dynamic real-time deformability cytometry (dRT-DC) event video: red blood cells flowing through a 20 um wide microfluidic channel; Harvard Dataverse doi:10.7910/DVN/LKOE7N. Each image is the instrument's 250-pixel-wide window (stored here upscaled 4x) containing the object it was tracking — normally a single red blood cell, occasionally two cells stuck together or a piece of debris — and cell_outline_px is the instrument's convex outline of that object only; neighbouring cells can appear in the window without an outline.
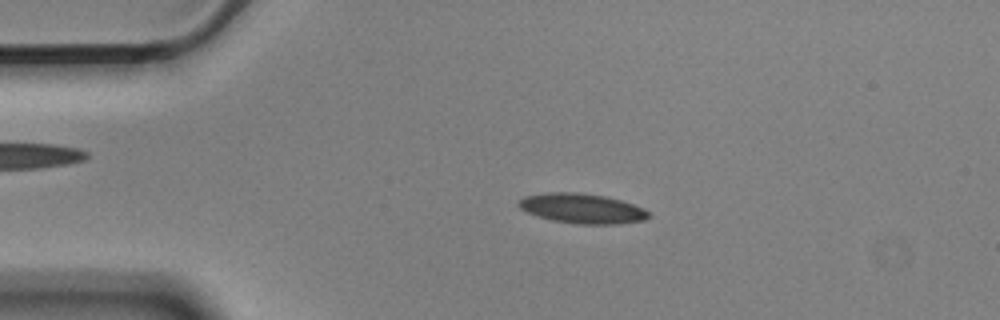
{"species": "Egyptian fruit bat (a non-hibernating species)", "species_latin": "Rousettus aegyptiacus", "temperature_condition": "cold", "stored_images_in_passage": 55, "camera_frame_rate_fps": 3000, "um_per_image_px": 0.085, "animal": {"sex": "male"}, "frame": {"image": 1, "passage_image": 11, "time_ms": 3.333, "image_size_px": [1000, 320], "cell_outline_px": [[652, 216], [644, 220], [616, 224], [576, 224], [552, 220], [528, 212], [520, 208], [516, 204], [524, 196], [548, 192], [576, 192], [608, 196], [644, 208]], "centroid_in_image_um": [49.49, 17.71], "position_along_channel_um": 35.5, "area_um2": 22.6}}
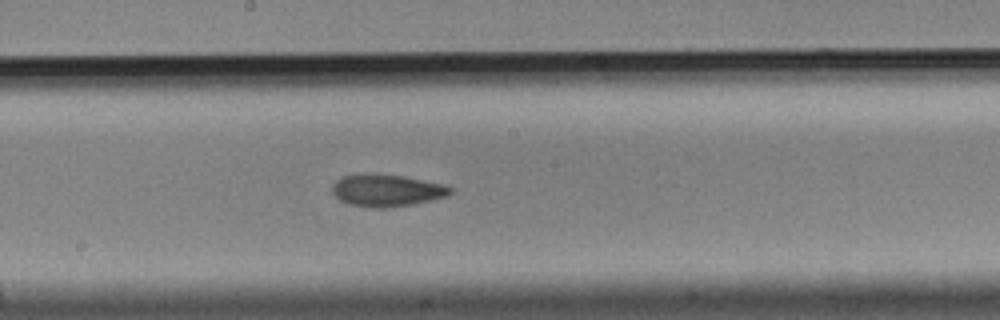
{"frame": {"image": 2, "passage_image": 29, "time_ms": 9.333, "image_size_px": [1000, 320], "cell_outline_px": [[452, 192], [448, 196], [412, 204], [388, 208], [372, 208], [348, 204], [340, 200], [332, 192], [332, 184], [336, 180], [344, 176], [404, 176], [444, 184], [452, 188]], "centroid_in_image_um": [32.9, 16.23], "position_along_channel_um": 215.3, "area_um2": 21.5}}
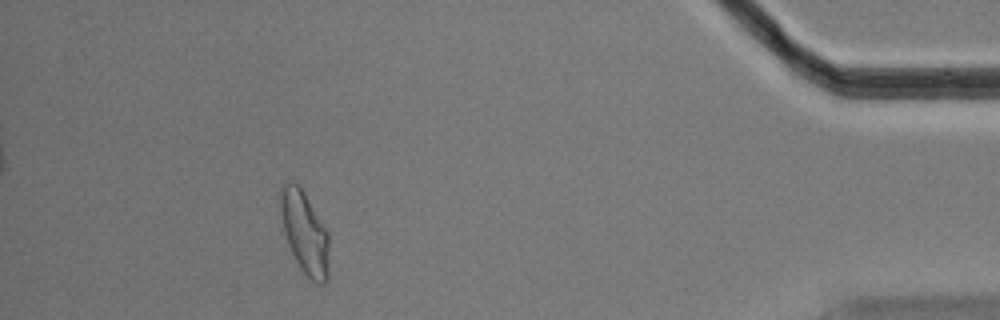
{"frame": {"image": 3, "passage_image": 50, "time_ms": 16.333, "image_size_px": [1000, 320], "cell_outline_px": [[328, 280], [324, 284], [320, 284], [312, 280], [300, 268], [288, 244], [284, 232], [280, 208], [280, 188], [284, 180], [292, 180], [304, 192], [328, 232]], "centroid_in_image_um": [25.89, 19.74], "position_along_channel_um": 409.3, "area_um2": 23.24}, "authors_computed_cell_mechanics": {"area_um2": 21.964, "velocity_mm_per_s": 3.576, "shape_relaxation_time_tau1_ms": 8.7525, "shape_relaxation_time_tau2_ms": 3.4285, "deformation_change_tau1": 0.1814, "deformation_change_tau2": 0.1015}}